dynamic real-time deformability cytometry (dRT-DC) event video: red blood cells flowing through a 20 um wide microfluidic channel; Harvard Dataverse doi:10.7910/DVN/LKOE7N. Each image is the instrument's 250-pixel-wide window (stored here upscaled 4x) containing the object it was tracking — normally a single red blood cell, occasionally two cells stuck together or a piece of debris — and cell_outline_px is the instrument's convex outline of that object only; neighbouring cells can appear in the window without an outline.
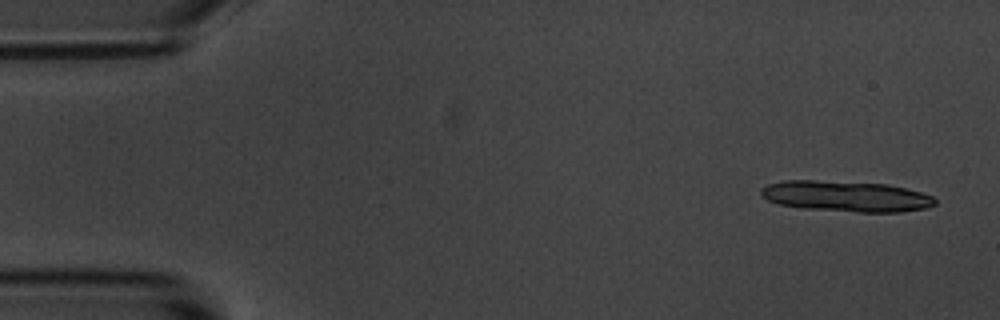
{"species": "common noctule bat (a hibernating species)", "species_latin": "Nyctalus noctula", "temperature_condition": "room temperature", "stored_images_in_passage": 4, "camera_frame_rate_fps": 3000, "um_per_image_px": 0.085, "animal": {"sex": "male", "body_mass_g": 20.1, "forearm_length_mm": 53.5}, "frame": {"image": 1, "passage_image": 1, "time_ms": 0.0, "image_size_px": [1000, 320], "cell_outline_px": [[936, 204], [928, 208], [900, 212], [856, 212], [804, 208], [780, 204], [768, 200], [760, 196], [760, 188], [768, 184], [784, 180], [816, 180], [888, 184], [920, 192], [932, 196], [936, 200]], "centroid_in_image_um": [71.91, 16.68], "position_along_channel_um": 13.1, "area_um2": 31.27}}